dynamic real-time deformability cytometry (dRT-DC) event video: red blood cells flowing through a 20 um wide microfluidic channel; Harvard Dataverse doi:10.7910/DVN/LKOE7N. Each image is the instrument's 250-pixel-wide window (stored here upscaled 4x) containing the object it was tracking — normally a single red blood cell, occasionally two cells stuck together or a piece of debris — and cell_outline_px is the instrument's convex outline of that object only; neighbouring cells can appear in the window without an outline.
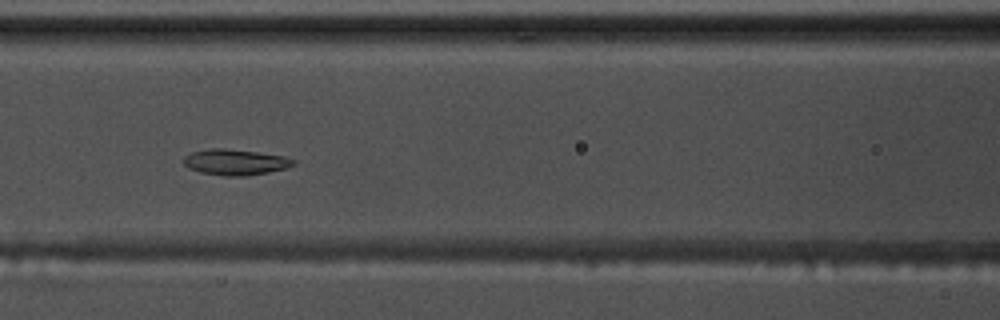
{"species": "common noctule bat (a hibernating species)", "species_latin": "Nyctalus noctula", "temperature_condition": "warm", "stored_images_in_passage": 57, "camera_frame_rate_fps": 3000, "um_per_image_px": 0.085, "animal": {"sex": "male", "body_mass_g": 17.5, "forearm_length_mm": 52.3}, "frame": {"image": 1, "passage_image": 25, "time_ms": 8.0, "image_size_px": [1000, 320], "cell_outline_px": [[296, 164], [284, 168], [268, 172], [248, 176], [224, 176], [200, 172], [188, 168], [184, 164], [184, 156], [192, 152], [212, 148], [224, 148], [256, 152], [284, 156], [296, 160]], "centroid_in_image_um": [19.99, 13.78], "position_along_channel_um": 146.6, "area_um2": 16.47}}
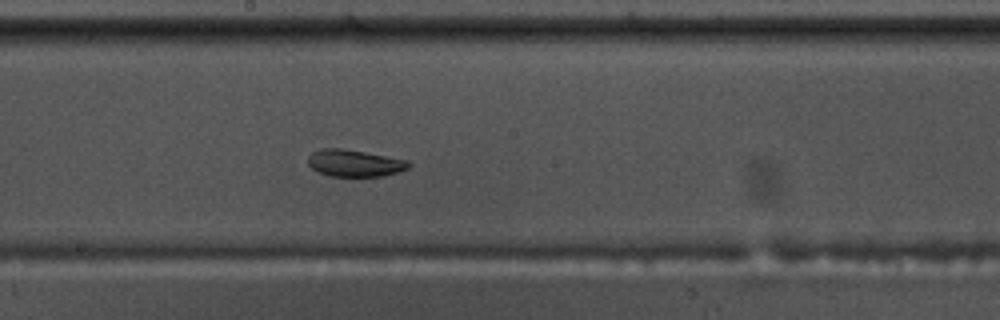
{"frame": {"image": 2, "passage_image": 31, "time_ms": 10.0, "image_size_px": [1000, 320], "cell_outline_px": [[412, 164], [408, 168], [384, 176], [332, 176], [316, 172], [308, 164], [308, 156], [312, 152], [320, 148], [340, 148], [364, 152], [408, 160]], "centroid_in_image_um": [30.11, 13.86], "position_along_channel_um": 218.1, "area_um2": 15.78}}
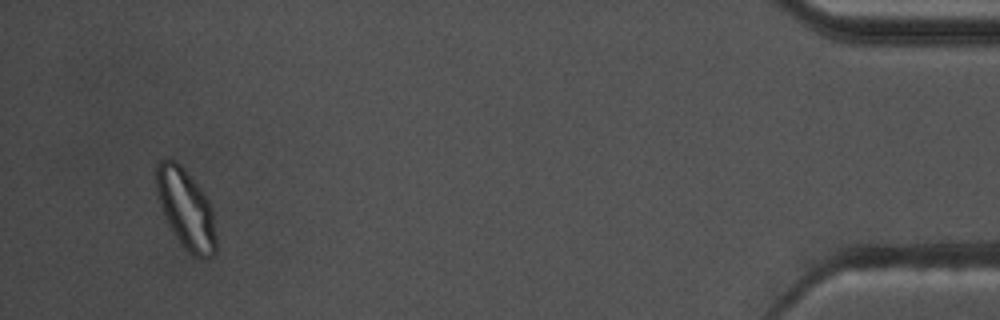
{"frame": {"image": 3, "passage_image": 54, "time_ms": 17.667, "image_size_px": [1000, 320], "cell_outline_px": [[216, 252], [208, 260], [200, 260], [192, 256], [184, 248], [172, 232], [168, 224], [160, 204], [156, 188], [156, 164], [160, 160], [176, 160], [184, 168], [200, 188], [208, 200], [212, 208], [216, 236]], "centroid_in_image_um": [15.82, 17.82], "position_along_channel_um": 419.4, "area_um2": 27.98}, "authors_computed_cell_mechanics": {"area_um2": 19.4786, "velocity_mm_per_s": 3.6016, "shape_relaxation_time_tau1_ms": 3.3667, "shape_relaxation_time_tau2_ms": 1.7691, "deformation_change_tau1": 0.1386, "deformation_change_tau2": 0.0658}}